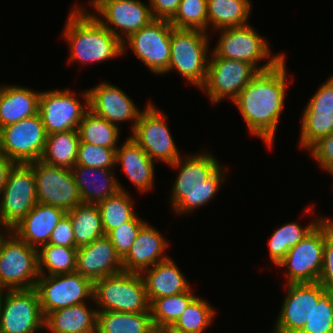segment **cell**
I'll use <instances>...</instances> for the list:
<instances>
[{"mask_svg":"<svg viewBox=\"0 0 333 333\" xmlns=\"http://www.w3.org/2000/svg\"><path fill=\"white\" fill-rule=\"evenodd\" d=\"M274 330H272L271 333H285L284 331L277 329L276 327H273Z\"/></svg>","mask_w":333,"mask_h":333,"instance_id":"52","label":"cell"},{"mask_svg":"<svg viewBox=\"0 0 333 333\" xmlns=\"http://www.w3.org/2000/svg\"><path fill=\"white\" fill-rule=\"evenodd\" d=\"M63 38L69 45L70 63L83 64L107 61L123 55L122 40L112 34L93 12L74 6L66 20Z\"/></svg>","mask_w":333,"mask_h":333,"instance_id":"3","label":"cell"},{"mask_svg":"<svg viewBox=\"0 0 333 333\" xmlns=\"http://www.w3.org/2000/svg\"><path fill=\"white\" fill-rule=\"evenodd\" d=\"M144 221L145 220H142L136 214L130 221L112 230L107 235L121 259H123L130 251L139 230L146 223Z\"/></svg>","mask_w":333,"mask_h":333,"instance_id":"43","label":"cell"},{"mask_svg":"<svg viewBox=\"0 0 333 333\" xmlns=\"http://www.w3.org/2000/svg\"><path fill=\"white\" fill-rule=\"evenodd\" d=\"M65 214L66 211L58 207L37 203L10 231L38 250L48 244L53 229Z\"/></svg>","mask_w":333,"mask_h":333,"instance_id":"23","label":"cell"},{"mask_svg":"<svg viewBox=\"0 0 333 333\" xmlns=\"http://www.w3.org/2000/svg\"><path fill=\"white\" fill-rule=\"evenodd\" d=\"M1 196L0 221L6 230H11L38 203L34 172L28 164L13 166Z\"/></svg>","mask_w":333,"mask_h":333,"instance_id":"11","label":"cell"},{"mask_svg":"<svg viewBox=\"0 0 333 333\" xmlns=\"http://www.w3.org/2000/svg\"><path fill=\"white\" fill-rule=\"evenodd\" d=\"M285 56L270 69L258 71L233 103L250 134L271 148L288 88Z\"/></svg>","mask_w":333,"mask_h":333,"instance_id":"1","label":"cell"},{"mask_svg":"<svg viewBox=\"0 0 333 333\" xmlns=\"http://www.w3.org/2000/svg\"><path fill=\"white\" fill-rule=\"evenodd\" d=\"M82 93L85 106L68 88L40 93L38 114L47 135L78 129L79 123L89 111L88 91Z\"/></svg>","mask_w":333,"mask_h":333,"instance_id":"12","label":"cell"},{"mask_svg":"<svg viewBox=\"0 0 333 333\" xmlns=\"http://www.w3.org/2000/svg\"><path fill=\"white\" fill-rule=\"evenodd\" d=\"M147 104L129 137L140 145L154 162L164 161L171 165L181 154L167 127V115L159 111L152 102L149 101Z\"/></svg>","mask_w":333,"mask_h":333,"instance_id":"8","label":"cell"},{"mask_svg":"<svg viewBox=\"0 0 333 333\" xmlns=\"http://www.w3.org/2000/svg\"><path fill=\"white\" fill-rule=\"evenodd\" d=\"M323 219V217L315 218V221H311L304 228L300 223L288 222L275 230L268 241V253L272 263L277 266L287 252L309 235Z\"/></svg>","mask_w":333,"mask_h":333,"instance_id":"33","label":"cell"},{"mask_svg":"<svg viewBox=\"0 0 333 333\" xmlns=\"http://www.w3.org/2000/svg\"><path fill=\"white\" fill-rule=\"evenodd\" d=\"M93 303L97 311L150 312L144 281L140 274L121 272L94 282Z\"/></svg>","mask_w":333,"mask_h":333,"instance_id":"5","label":"cell"},{"mask_svg":"<svg viewBox=\"0 0 333 333\" xmlns=\"http://www.w3.org/2000/svg\"><path fill=\"white\" fill-rule=\"evenodd\" d=\"M44 317L50 312L93 301L94 283L78 272L41 275L34 287Z\"/></svg>","mask_w":333,"mask_h":333,"instance_id":"10","label":"cell"},{"mask_svg":"<svg viewBox=\"0 0 333 333\" xmlns=\"http://www.w3.org/2000/svg\"><path fill=\"white\" fill-rule=\"evenodd\" d=\"M206 301L196 296L173 325L185 333H203L216 314L212 305Z\"/></svg>","mask_w":333,"mask_h":333,"instance_id":"38","label":"cell"},{"mask_svg":"<svg viewBox=\"0 0 333 333\" xmlns=\"http://www.w3.org/2000/svg\"><path fill=\"white\" fill-rule=\"evenodd\" d=\"M169 166L179 169L170 197L173 211L178 215L191 213L214 198L228 171V167L220 166L216 157L206 151L180 157Z\"/></svg>","mask_w":333,"mask_h":333,"instance_id":"2","label":"cell"},{"mask_svg":"<svg viewBox=\"0 0 333 333\" xmlns=\"http://www.w3.org/2000/svg\"><path fill=\"white\" fill-rule=\"evenodd\" d=\"M43 329L45 317L36 289L6 291L0 312V333H36Z\"/></svg>","mask_w":333,"mask_h":333,"instance_id":"17","label":"cell"},{"mask_svg":"<svg viewBox=\"0 0 333 333\" xmlns=\"http://www.w3.org/2000/svg\"><path fill=\"white\" fill-rule=\"evenodd\" d=\"M1 225H2V223H1V221H0V231H3V230H4V232H6V234H7L8 230H6L3 226L1 227ZM5 230H6V231H5Z\"/></svg>","mask_w":333,"mask_h":333,"instance_id":"54","label":"cell"},{"mask_svg":"<svg viewBox=\"0 0 333 333\" xmlns=\"http://www.w3.org/2000/svg\"><path fill=\"white\" fill-rule=\"evenodd\" d=\"M28 165L34 172L38 203L66 212L83 203L71 169L47 165L41 160Z\"/></svg>","mask_w":333,"mask_h":333,"instance_id":"13","label":"cell"},{"mask_svg":"<svg viewBox=\"0 0 333 333\" xmlns=\"http://www.w3.org/2000/svg\"><path fill=\"white\" fill-rule=\"evenodd\" d=\"M76 165L114 170L116 150L80 142Z\"/></svg>","mask_w":333,"mask_h":333,"instance_id":"42","label":"cell"},{"mask_svg":"<svg viewBox=\"0 0 333 333\" xmlns=\"http://www.w3.org/2000/svg\"><path fill=\"white\" fill-rule=\"evenodd\" d=\"M133 204L130 193L123 190L97 204L105 235L130 221L136 215Z\"/></svg>","mask_w":333,"mask_h":333,"instance_id":"35","label":"cell"},{"mask_svg":"<svg viewBox=\"0 0 333 333\" xmlns=\"http://www.w3.org/2000/svg\"><path fill=\"white\" fill-rule=\"evenodd\" d=\"M286 296L275 327L285 333H299L309 321L314 304L325 289L318 283L287 284Z\"/></svg>","mask_w":333,"mask_h":333,"instance_id":"19","label":"cell"},{"mask_svg":"<svg viewBox=\"0 0 333 333\" xmlns=\"http://www.w3.org/2000/svg\"><path fill=\"white\" fill-rule=\"evenodd\" d=\"M48 244L75 248L74 231L70 218L65 214L53 229Z\"/></svg>","mask_w":333,"mask_h":333,"instance_id":"47","label":"cell"},{"mask_svg":"<svg viewBox=\"0 0 333 333\" xmlns=\"http://www.w3.org/2000/svg\"><path fill=\"white\" fill-rule=\"evenodd\" d=\"M14 165L15 163L4 154L0 155V197L3 189L5 188L9 171Z\"/></svg>","mask_w":333,"mask_h":333,"instance_id":"49","label":"cell"},{"mask_svg":"<svg viewBox=\"0 0 333 333\" xmlns=\"http://www.w3.org/2000/svg\"><path fill=\"white\" fill-rule=\"evenodd\" d=\"M74 231L75 248L88 245L105 236L97 204L82 203L66 212Z\"/></svg>","mask_w":333,"mask_h":333,"instance_id":"32","label":"cell"},{"mask_svg":"<svg viewBox=\"0 0 333 333\" xmlns=\"http://www.w3.org/2000/svg\"><path fill=\"white\" fill-rule=\"evenodd\" d=\"M150 312L98 311L97 333H153Z\"/></svg>","mask_w":333,"mask_h":333,"instance_id":"29","label":"cell"},{"mask_svg":"<svg viewBox=\"0 0 333 333\" xmlns=\"http://www.w3.org/2000/svg\"><path fill=\"white\" fill-rule=\"evenodd\" d=\"M154 19L170 21L178 11L181 0H149Z\"/></svg>","mask_w":333,"mask_h":333,"instance_id":"48","label":"cell"},{"mask_svg":"<svg viewBox=\"0 0 333 333\" xmlns=\"http://www.w3.org/2000/svg\"><path fill=\"white\" fill-rule=\"evenodd\" d=\"M326 241V218L298 244L293 246L277 265L286 267L287 284L316 283L319 281Z\"/></svg>","mask_w":333,"mask_h":333,"instance_id":"9","label":"cell"},{"mask_svg":"<svg viewBox=\"0 0 333 333\" xmlns=\"http://www.w3.org/2000/svg\"><path fill=\"white\" fill-rule=\"evenodd\" d=\"M308 151L323 170L333 175V133L320 138Z\"/></svg>","mask_w":333,"mask_h":333,"instance_id":"46","label":"cell"},{"mask_svg":"<svg viewBox=\"0 0 333 333\" xmlns=\"http://www.w3.org/2000/svg\"><path fill=\"white\" fill-rule=\"evenodd\" d=\"M80 143L78 130L47 135L41 161L47 165L72 169L77 162Z\"/></svg>","mask_w":333,"mask_h":333,"instance_id":"30","label":"cell"},{"mask_svg":"<svg viewBox=\"0 0 333 333\" xmlns=\"http://www.w3.org/2000/svg\"><path fill=\"white\" fill-rule=\"evenodd\" d=\"M299 333H333V293L324 291Z\"/></svg>","mask_w":333,"mask_h":333,"instance_id":"41","label":"cell"},{"mask_svg":"<svg viewBox=\"0 0 333 333\" xmlns=\"http://www.w3.org/2000/svg\"><path fill=\"white\" fill-rule=\"evenodd\" d=\"M116 163L121 164L125 175L141 192H148L154 185V161L132 138L126 139L116 149Z\"/></svg>","mask_w":333,"mask_h":333,"instance_id":"26","label":"cell"},{"mask_svg":"<svg viewBox=\"0 0 333 333\" xmlns=\"http://www.w3.org/2000/svg\"><path fill=\"white\" fill-rule=\"evenodd\" d=\"M220 34L212 52L217 57L247 62L257 71L270 69L285 56L283 53L271 56L268 41L249 24L222 29ZM264 60L267 63L259 66Z\"/></svg>","mask_w":333,"mask_h":333,"instance_id":"7","label":"cell"},{"mask_svg":"<svg viewBox=\"0 0 333 333\" xmlns=\"http://www.w3.org/2000/svg\"><path fill=\"white\" fill-rule=\"evenodd\" d=\"M174 28L207 31V0H181L175 16L169 21Z\"/></svg>","mask_w":333,"mask_h":333,"instance_id":"39","label":"cell"},{"mask_svg":"<svg viewBox=\"0 0 333 333\" xmlns=\"http://www.w3.org/2000/svg\"><path fill=\"white\" fill-rule=\"evenodd\" d=\"M86 304L84 302L50 312L45 317V329H50L52 333H97V308Z\"/></svg>","mask_w":333,"mask_h":333,"instance_id":"28","label":"cell"},{"mask_svg":"<svg viewBox=\"0 0 333 333\" xmlns=\"http://www.w3.org/2000/svg\"><path fill=\"white\" fill-rule=\"evenodd\" d=\"M2 154L15 164L41 159L47 133L39 114L1 128Z\"/></svg>","mask_w":333,"mask_h":333,"instance_id":"16","label":"cell"},{"mask_svg":"<svg viewBox=\"0 0 333 333\" xmlns=\"http://www.w3.org/2000/svg\"><path fill=\"white\" fill-rule=\"evenodd\" d=\"M72 173L83 203L98 204L118 191H125L114 170L75 165Z\"/></svg>","mask_w":333,"mask_h":333,"instance_id":"24","label":"cell"},{"mask_svg":"<svg viewBox=\"0 0 333 333\" xmlns=\"http://www.w3.org/2000/svg\"><path fill=\"white\" fill-rule=\"evenodd\" d=\"M211 53L206 80L200 89L207 92L212 104L220 103L225 97L233 102L258 71L247 62L221 58Z\"/></svg>","mask_w":333,"mask_h":333,"instance_id":"15","label":"cell"},{"mask_svg":"<svg viewBox=\"0 0 333 333\" xmlns=\"http://www.w3.org/2000/svg\"><path fill=\"white\" fill-rule=\"evenodd\" d=\"M302 114L333 115V75L317 89Z\"/></svg>","mask_w":333,"mask_h":333,"instance_id":"44","label":"cell"},{"mask_svg":"<svg viewBox=\"0 0 333 333\" xmlns=\"http://www.w3.org/2000/svg\"><path fill=\"white\" fill-rule=\"evenodd\" d=\"M123 271L122 259L107 235L77 248L76 272L93 283Z\"/></svg>","mask_w":333,"mask_h":333,"instance_id":"21","label":"cell"},{"mask_svg":"<svg viewBox=\"0 0 333 333\" xmlns=\"http://www.w3.org/2000/svg\"><path fill=\"white\" fill-rule=\"evenodd\" d=\"M209 35L197 29L172 28L170 62L165 73L178 71L190 83L201 88L207 76Z\"/></svg>","mask_w":333,"mask_h":333,"instance_id":"4","label":"cell"},{"mask_svg":"<svg viewBox=\"0 0 333 333\" xmlns=\"http://www.w3.org/2000/svg\"><path fill=\"white\" fill-rule=\"evenodd\" d=\"M3 289H4V290H3ZM5 291H8V290L0 286V312H1L2 304H3V301H4L5 295H6V292H5ZM3 292H4L5 294H3Z\"/></svg>","mask_w":333,"mask_h":333,"instance_id":"51","label":"cell"},{"mask_svg":"<svg viewBox=\"0 0 333 333\" xmlns=\"http://www.w3.org/2000/svg\"><path fill=\"white\" fill-rule=\"evenodd\" d=\"M153 333H185L181 329L176 328L172 325H160L154 326Z\"/></svg>","mask_w":333,"mask_h":333,"instance_id":"50","label":"cell"},{"mask_svg":"<svg viewBox=\"0 0 333 333\" xmlns=\"http://www.w3.org/2000/svg\"><path fill=\"white\" fill-rule=\"evenodd\" d=\"M172 28L168 20H153L124 39L123 53L126 52L127 44L151 72L165 74L170 62Z\"/></svg>","mask_w":333,"mask_h":333,"instance_id":"14","label":"cell"},{"mask_svg":"<svg viewBox=\"0 0 333 333\" xmlns=\"http://www.w3.org/2000/svg\"><path fill=\"white\" fill-rule=\"evenodd\" d=\"M77 248L47 244L38 249L39 274L57 275L76 272ZM46 270V272L44 271Z\"/></svg>","mask_w":333,"mask_h":333,"instance_id":"36","label":"cell"},{"mask_svg":"<svg viewBox=\"0 0 333 333\" xmlns=\"http://www.w3.org/2000/svg\"><path fill=\"white\" fill-rule=\"evenodd\" d=\"M90 4L99 14L95 18L122 42L155 20L149 4L140 0H90Z\"/></svg>","mask_w":333,"mask_h":333,"instance_id":"18","label":"cell"},{"mask_svg":"<svg viewBox=\"0 0 333 333\" xmlns=\"http://www.w3.org/2000/svg\"><path fill=\"white\" fill-rule=\"evenodd\" d=\"M299 146L308 150L320 138L333 133V115L302 114Z\"/></svg>","mask_w":333,"mask_h":333,"instance_id":"40","label":"cell"},{"mask_svg":"<svg viewBox=\"0 0 333 333\" xmlns=\"http://www.w3.org/2000/svg\"><path fill=\"white\" fill-rule=\"evenodd\" d=\"M41 92L22 86H0V128L38 114Z\"/></svg>","mask_w":333,"mask_h":333,"instance_id":"27","label":"cell"},{"mask_svg":"<svg viewBox=\"0 0 333 333\" xmlns=\"http://www.w3.org/2000/svg\"><path fill=\"white\" fill-rule=\"evenodd\" d=\"M3 233V234H2ZM5 233L0 231V240H1V237L4 235Z\"/></svg>","mask_w":333,"mask_h":333,"instance_id":"55","label":"cell"},{"mask_svg":"<svg viewBox=\"0 0 333 333\" xmlns=\"http://www.w3.org/2000/svg\"><path fill=\"white\" fill-rule=\"evenodd\" d=\"M2 154V137H1V128H0V155Z\"/></svg>","mask_w":333,"mask_h":333,"instance_id":"53","label":"cell"},{"mask_svg":"<svg viewBox=\"0 0 333 333\" xmlns=\"http://www.w3.org/2000/svg\"><path fill=\"white\" fill-rule=\"evenodd\" d=\"M192 289L172 296L154 299L150 303V313L154 326L172 325L180 317L189 303L196 297Z\"/></svg>","mask_w":333,"mask_h":333,"instance_id":"37","label":"cell"},{"mask_svg":"<svg viewBox=\"0 0 333 333\" xmlns=\"http://www.w3.org/2000/svg\"><path fill=\"white\" fill-rule=\"evenodd\" d=\"M167 239L153 226L145 223L139 230L128 254L122 259L125 272L141 274L143 271L169 258L164 252Z\"/></svg>","mask_w":333,"mask_h":333,"instance_id":"22","label":"cell"},{"mask_svg":"<svg viewBox=\"0 0 333 333\" xmlns=\"http://www.w3.org/2000/svg\"><path fill=\"white\" fill-rule=\"evenodd\" d=\"M250 2V0H207L208 26L219 31L248 25L252 9Z\"/></svg>","mask_w":333,"mask_h":333,"instance_id":"31","label":"cell"},{"mask_svg":"<svg viewBox=\"0 0 333 333\" xmlns=\"http://www.w3.org/2000/svg\"><path fill=\"white\" fill-rule=\"evenodd\" d=\"M80 142L95 146L117 149L120 135L119 127L95 115L90 110L84 115L78 126Z\"/></svg>","mask_w":333,"mask_h":333,"instance_id":"34","label":"cell"},{"mask_svg":"<svg viewBox=\"0 0 333 333\" xmlns=\"http://www.w3.org/2000/svg\"><path fill=\"white\" fill-rule=\"evenodd\" d=\"M318 283L333 293V220L326 218V241L323 250V264Z\"/></svg>","mask_w":333,"mask_h":333,"instance_id":"45","label":"cell"},{"mask_svg":"<svg viewBox=\"0 0 333 333\" xmlns=\"http://www.w3.org/2000/svg\"><path fill=\"white\" fill-rule=\"evenodd\" d=\"M0 240V286L7 290L34 288L40 277L38 250L12 231Z\"/></svg>","mask_w":333,"mask_h":333,"instance_id":"6","label":"cell"},{"mask_svg":"<svg viewBox=\"0 0 333 333\" xmlns=\"http://www.w3.org/2000/svg\"><path fill=\"white\" fill-rule=\"evenodd\" d=\"M89 110L113 125L119 122L132 121V131L139 119L141 110L132 99L119 87L104 82L88 90Z\"/></svg>","mask_w":333,"mask_h":333,"instance_id":"20","label":"cell"},{"mask_svg":"<svg viewBox=\"0 0 333 333\" xmlns=\"http://www.w3.org/2000/svg\"><path fill=\"white\" fill-rule=\"evenodd\" d=\"M140 275L150 303L154 299L184 293L191 288L183 272L170 257Z\"/></svg>","mask_w":333,"mask_h":333,"instance_id":"25","label":"cell"}]
</instances>
